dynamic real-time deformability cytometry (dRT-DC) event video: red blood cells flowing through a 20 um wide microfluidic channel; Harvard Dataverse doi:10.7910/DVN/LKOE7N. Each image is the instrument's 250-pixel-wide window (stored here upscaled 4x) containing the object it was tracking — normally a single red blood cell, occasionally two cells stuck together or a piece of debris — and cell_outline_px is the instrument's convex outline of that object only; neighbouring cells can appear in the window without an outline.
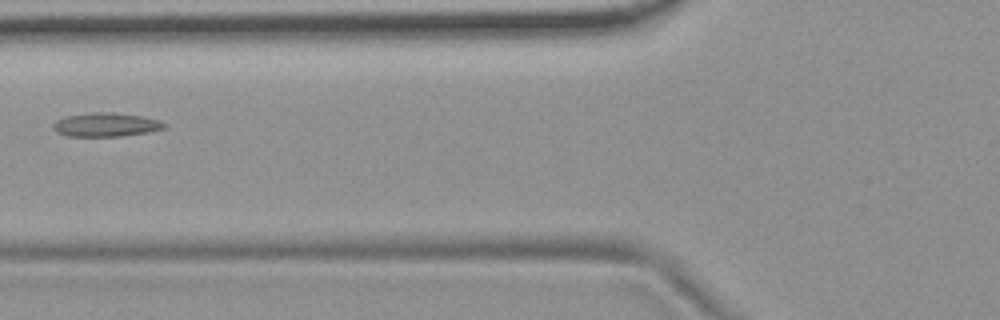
{"species": "common noctule bat (a hibernating species)", "species_latin": "Nyctalus noctula", "temperature_condition": "room temperature", "stored_images_in_passage": 4, "camera_frame_rate_fps": 3000, "um_per_image_px": 0.085, "animal": {"sex": "female", "body_mass_g": 19.9}, "frame": {"image": 1, "passage_image": 3, "time_ms": 2.333, "image_size_px": [1000, 320], "cell_outline_px": [[168, 124], [164, 128], [148, 132], [120, 136], [68, 136], [56, 132], [52, 128], [52, 124], [56, 120], [64, 116], [92, 112], [112, 112], [140, 116], [160, 120]], "centroid_in_image_um": [8.97, 10.59], "position_along_channel_um": 116.8, "area_um2": 15.49}}
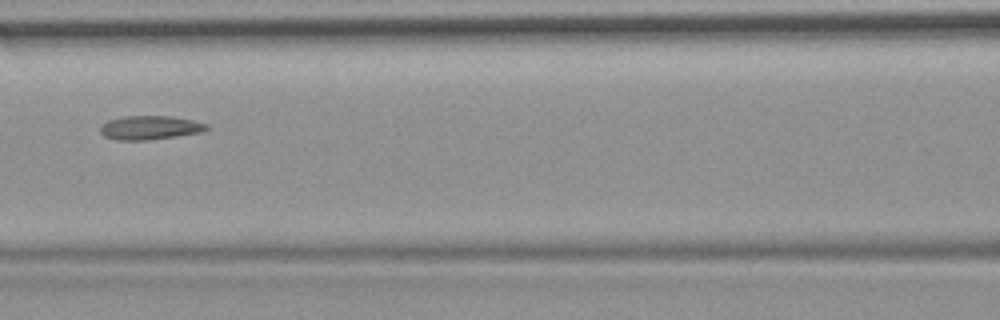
{"frame": {"image": 2, "passage_image": 4, "time_ms": 3.333, "image_size_px": [1000, 320], "cell_outline_px": [[208, 128], [200, 132], [144, 140], [116, 140], [104, 136], [100, 132], [100, 124], [108, 120], [124, 116], [172, 116], [192, 120], [208, 124]], "centroid_in_image_um": [12.68, 10.84], "position_along_channel_um": 153.9, "area_um2": 14.62}}